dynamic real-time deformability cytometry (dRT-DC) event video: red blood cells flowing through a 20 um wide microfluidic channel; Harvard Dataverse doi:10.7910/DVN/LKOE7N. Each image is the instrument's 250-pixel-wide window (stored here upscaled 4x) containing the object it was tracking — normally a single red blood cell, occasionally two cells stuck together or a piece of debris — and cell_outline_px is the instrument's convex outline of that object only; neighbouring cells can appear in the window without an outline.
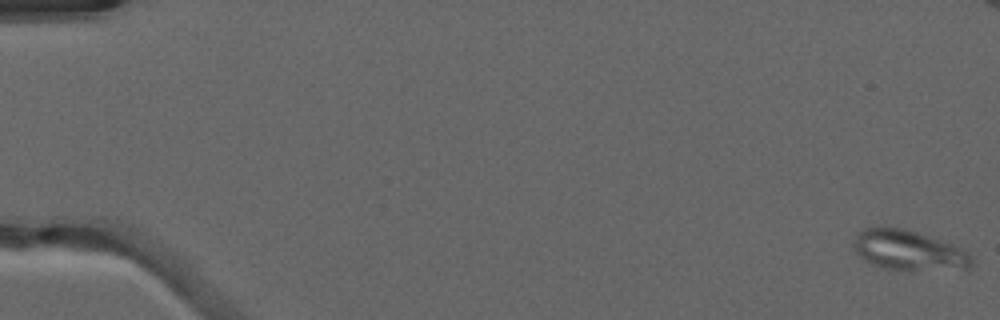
{"species": "common noctule bat (a hibernating species)", "species_latin": "Nyctalus noctula", "temperature_condition": "warm", "stored_images_in_passage": 53, "segment_of_instrument_passage": [1, 2], "camera_frame_rate_fps": 3000, "um_per_image_px": 0.085, "animal": {"sex": "male", "forearm_length_mm": 52.5}, "frame": {"image": 1, "passage_image": 1, "time_ms": 0.0, "image_size_px": [1000, 320], "cell_outline_px": [[972, 268], [968, 272], [908, 272], [884, 268], [872, 264], [864, 260], [856, 252], [852, 244], [856, 232], [864, 228], [904, 228], [952, 244], [968, 252], [972, 256]], "centroid_in_image_um": [77.33, 21.37], "position_along_channel_um": 7.7, "area_um2": 28.78}}